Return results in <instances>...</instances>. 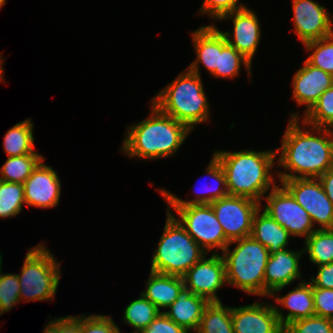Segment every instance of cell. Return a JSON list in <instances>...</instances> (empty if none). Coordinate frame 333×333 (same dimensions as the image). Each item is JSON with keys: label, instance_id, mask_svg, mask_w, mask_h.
I'll return each instance as SVG.
<instances>
[{"label": "cell", "instance_id": "1", "mask_svg": "<svg viewBox=\"0 0 333 333\" xmlns=\"http://www.w3.org/2000/svg\"><path fill=\"white\" fill-rule=\"evenodd\" d=\"M299 118V113L290 114L280 141L281 148L275 149L276 154L280 152L276 166L285 169L284 172L277 171L278 182L294 178H319L333 167V129L309 126L303 120L300 125Z\"/></svg>", "mask_w": 333, "mask_h": 333}, {"label": "cell", "instance_id": "2", "mask_svg": "<svg viewBox=\"0 0 333 333\" xmlns=\"http://www.w3.org/2000/svg\"><path fill=\"white\" fill-rule=\"evenodd\" d=\"M150 116L130 124L120 148L128 158L156 160L175 156L192 131L173 117L161 112L153 103Z\"/></svg>", "mask_w": 333, "mask_h": 333}, {"label": "cell", "instance_id": "3", "mask_svg": "<svg viewBox=\"0 0 333 333\" xmlns=\"http://www.w3.org/2000/svg\"><path fill=\"white\" fill-rule=\"evenodd\" d=\"M213 156L224 170L229 195L250 198L261 204L265 194L277 185L272 174L276 150H215Z\"/></svg>", "mask_w": 333, "mask_h": 333}, {"label": "cell", "instance_id": "4", "mask_svg": "<svg viewBox=\"0 0 333 333\" xmlns=\"http://www.w3.org/2000/svg\"><path fill=\"white\" fill-rule=\"evenodd\" d=\"M184 70L158 91L150 103L193 131L196 125L210 121V105L201 75L188 68Z\"/></svg>", "mask_w": 333, "mask_h": 333}, {"label": "cell", "instance_id": "5", "mask_svg": "<svg viewBox=\"0 0 333 333\" xmlns=\"http://www.w3.org/2000/svg\"><path fill=\"white\" fill-rule=\"evenodd\" d=\"M163 234L152 255L150 271L182 277L207 252L199 246L176 219L171 208H166Z\"/></svg>", "mask_w": 333, "mask_h": 333}, {"label": "cell", "instance_id": "6", "mask_svg": "<svg viewBox=\"0 0 333 333\" xmlns=\"http://www.w3.org/2000/svg\"><path fill=\"white\" fill-rule=\"evenodd\" d=\"M237 244L232 250L230 246ZM227 286L264 297V274L269 250L252 236L231 241L223 250Z\"/></svg>", "mask_w": 333, "mask_h": 333}, {"label": "cell", "instance_id": "7", "mask_svg": "<svg viewBox=\"0 0 333 333\" xmlns=\"http://www.w3.org/2000/svg\"><path fill=\"white\" fill-rule=\"evenodd\" d=\"M39 243L28 249L18 275L20 301H53L61 277V262L47 245Z\"/></svg>", "mask_w": 333, "mask_h": 333}, {"label": "cell", "instance_id": "8", "mask_svg": "<svg viewBox=\"0 0 333 333\" xmlns=\"http://www.w3.org/2000/svg\"><path fill=\"white\" fill-rule=\"evenodd\" d=\"M170 207L179 216L176 218L179 223L207 254L209 251L217 254L218 249L223 252L230 243L210 204L167 206Z\"/></svg>", "mask_w": 333, "mask_h": 333}, {"label": "cell", "instance_id": "9", "mask_svg": "<svg viewBox=\"0 0 333 333\" xmlns=\"http://www.w3.org/2000/svg\"><path fill=\"white\" fill-rule=\"evenodd\" d=\"M277 184L265 195L266 205L263 206L271 218L285 228L292 237H304L313 233L314 228L308 212L297 203L292 194L281 184Z\"/></svg>", "mask_w": 333, "mask_h": 333}, {"label": "cell", "instance_id": "10", "mask_svg": "<svg viewBox=\"0 0 333 333\" xmlns=\"http://www.w3.org/2000/svg\"><path fill=\"white\" fill-rule=\"evenodd\" d=\"M210 205L230 242L251 236L254 215L261 207L259 202L246 197L227 195Z\"/></svg>", "mask_w": 333, "mask_h": 333}, {"label": "cell", "instance_id": "11", "mask_svg": "<svg viewBox=\"0 0 333 333\" xmlns=\"http://www.w3.org/2000/svg\"><path fill=\"white\" fill-rule=\"evenodd\" d=\"M281 184L310 215L317 229H333V203L318 178H294Z\"/></svg>", "mask_w": 333, "mask_h": 333}, {"label": "cell", "instance_id": "12", "mask_svg": "<svg viewBox=\"0 0 333 333\" xmlns=\"http://www.w3.org/2000/svg\"><path fill=\"white\" fill-rule=\"evenodd\" d=\"M206 256L182 276L184 287L209 302H221L217 292L224 285L227 286L225 262L220 253H212L209 258Z\"/></svg>", "mask_w": 333, "mask_h": 333}, {"label": "cell", "instance_id": "13", "mask_svg": "<svg viewBox=\"0 0 333 333\" xmlns=\"http://www.w3.org/2000/svg\"><path fill=\"white\" fill-rule=\"evenodd\" d=\"M294 33L302 44L333 34V18L319 2L292 0Z\"/></svg>", "mask_w": 333, "mask_h": 333}, {"label": "cell", "instance_id": "14", "mask_svg": "<svg viewBox=\"0 0 333 333\" xmlns=\"http://www.w3.org/2000/svg\"><path fill=\"white\" fill-rule=\"evenodd\" d=\"M233 21V30L221 31L229 45L233 46L251 63L261 39V25L258 16L248 7L224 15L219 21Z\"/></svg>", "mask_w": 333, "mask_h": 333}, {"label": "cell", "instance_id": "15", "mask_svg": "<svg viewBox=\"0 0 333 333\" xmlns=\"http://www.w3.org/2000/svg\"><path fill=\"white\" fill-rule=\"evenodd\" d=\"M43 159L23 183L25 204L38 208H54L59 205L61 182L53 167Z\"/></svg>", "mask_w": 333, "mask_h": 333}, {"label": "cell", "instance_id": "16", "mask_svg": "<svg viewBox=\"0 0 333 333\" xmlns=\"http://www.w3.org/2000/svg\"><path fill=\"white\" fill-rule=\"evenodd\" d=\"M234 333H284L273 304L254 302L231 307Z\"/></svg>", "mask_w": 333, "mask_h": 333}, {"label": "cell", "instance_id": "17", "mask_svg": "<svg viewBox=\"0 0 333 333\" xmlns=\"http://www.w3.org/2000/svg\"><path fill=\"white\" fill-rule=\"evenodd\" d=\"M301 250L293 251L289 248L270 254L264 274V296L276 295L296 279L301 282L300 259Z\"/></svg>", "mask_w": 333, "mask_h": 333}, {"label": "cell", "instance_id": "18", "mask_svg": "<svg viewBox=\"0 0 333 333\" xmlns=\"http://www.w3.org/2000/svg\"><path fill=\"white\" fill-rule=\"evenodd\" d=\"M291 86L293 100L300 106L305 105L306 114L319 97L333 86V76L305 60L303 66L295 72Z\"/></svg>", "mask_w": 333, "mask_h": 333}, {"label": "cell", "instance_id": "19", "mask_svg": "<svg viewBox=\"0 0 333 333\" xmlns=\"http://www.w3.org/2000/svg\"><path fill=\"white\" fill-rule=\"evenodd\" d=\"M269 297L275 299L273 306L283 328L295 320L315 315L312 284L304 279L296 285V288H293L286 295L281 297L270 295ZM277 304L279 306L281 305V308L287 309L288 313L285 315V313L281 311L282 309L280 307L278 308Z\"/></svg>", "mask_w": 333, "mask_h": 333}, {"label": "cell", "instance_id": "20", "mask_svg": "<svg viewBox=\"0 0 333 333\" xmlns=\"http://www.w3.org/2000/svg\"><path fill=\"white\" fill-rule=\"evenodd\" d=\"M205 173L212 178L213 184L199 186L196 191L195 198L191 200H183L181 197L175 196L169 190L157 188L167 202V205H192V204H211L214 201L229 195L226 185V176L220 162L212 155ZM207 183V182H206ZM201 187V188H200ZM198 192V193H197Z\"/></svg>", "mask_w": 333, "mask_h": 333}, {"label": "cell", "instance_id": "21", "mask_svg": "<svg viewBox=\"0 0 333 333\" xmlns=\"http://www.w3.org/2000/svg\"><path fill=\"white\" fill-rule=\"evenodd\" d=\"M209 303L206 298L195 295L191 290L183 287L176 300L167 308V311L163 310V312L187 332L195 333Z\"/></svg>", "mask_w": 333, "mask_h": 333}, {"label": "cell", "instance_id": "22", "mask_svg": "<svg viewBox=\"0 0 333 333\" xmlns=\"http://www.w3.org/2000/svg\"><path fill=\"white\" fill-rule=\"evenodd\" d=\"M192 44L196 53V59L188 69L200 75V63L212 74L218 67L219 60V28L213 25H202L192 31Z\"/></svg>", "mask_w": 333, "mask_h": 333}, {"label": "cell", "instance_id": "23", "mask_svg": "<svg viewBox=\"0 0 333 333\" xmlns=\"http://www.w3.org/2000/svg\"><path fill=\"white\" fill-rule=\"evenodd\" d=\"M261 208L262 204L254 215L251 236L266 247L270 254L288 248L289 232L266 212H261Z\"/></svg>", "mask_w": 333, "mask_h": 333}, {"label": "cell", "instance_id": "24", "mask_svg": "<svg viewBox=\"0 0 333 333\" xmlns=\"http://www.w3.org/2000/svg\"><path fill=\"white\" fill-rule=\"evenodd\" d=\"M183 287L184 281L180 276L150 271L142 294L163 312L162 309H167L176 300Z\"/></svg>", "mask_w": 333, "mask_h": 333}, {"label": "cell", "instance_id": "25", "mask_svg": "<svg viewBox=\"0 0 333 333\" xmlns=\"http://www.w3.org/2000/svg\"><path fill=\"white\" fill-rule=\"evenodd\" d=\"M241 66H244L248 72L250 81L252 79V63L246 59L241 53H239L233 46L229 45L225 36L219 29V60L218 67L211 74L217 78H235L239 76Z\"/></svg>", "mask_w": 333, "mask_h": 333}, {"label": "cell", "instance_id": "26", "mask_svg": "<svg viewBox=\"0 0 333 333\" xmlns=\"http://www.w3.org/2000/svg\"><path fill=\"white\" fill-rule=\"evenodd\" d=\"M34 124L31 118L18 122L3 135V149L7 157L39 154L34 150Z\"/></svg>", "mask_w": 333, "mask_h": 333}, {"label": "cell", "instance_id": "27", "mask_svg": "<svg viewBox=\"0 0 333 333\" xmlns=\"http://www.w3.org/2000/svg\"><path fill=\"white\" fill-rule=\"evenodd\" d=\"M195 333H234L231 306H224L222 301L210 302Z\"/></svg>", "mask_w": 333, "mask_h": 333}, {"label": "cell", "instance_id": "28", "mask_svg": "<svg viewBox=\"0 0 333 333\" xmlns=\"http://www.w3.org/2000/svg\"><path fill=\"white\" fill-rule=\"evenodd\" d=\"M303 253L315 266L333 262V229H316L304 241Z\"/></svg>", "mask_w": 333, "mask_h": 333}, {"label": "cell", "instance_id": "29", "mask_svg": "<svg viewBox=\"0 0 333 333\" xmlns=\"http://www.w3.org/2000/svg\"><path fill=\"white\" fill-rule=\"evenodd\" d=\"M123 312L122 320L134 329L130 333H141L161 313L142 293L138 299L132 300Z\"/></svg>", "mask_w": 333, "mask_h": 333}, {"label": "cell", "instance_id": "30", "mask_svg": "<svg viewBox=\"0 0 333 333\" xmlns=\"http://www.w3.org/2000/svg\"><path fill=\"white\" fill-rule=\"evenodd\" d=\"M43 159L41 154L7 157L0 168V180L23 184Z\"/></svg>", "mask_w": 333, "mask_h": 333}, {"label": "cell", "instance_id": "31", "mask_svg": "<svg viewBox=\"0 0 333 333\" xmlns=\"http://www.w3.org/2000/svg\"><path fill=\"white\" fill-rule=\"evenodd\" d=\"M25 204L24 185L0 180V218L7 219L22 213Z\"/></svg>", "mask_w": 333, "mask_h": 333}, {"label": "cell", "instance_id": "32", "mask_svg": "<svg viewBox=\"0 0 333 333\" xmlns=\"http://www.w3.org/2000/svg\"><path fill=\"white\" fill-rule=\"evenodd\" d=\"M301 119L309 126L333 129V86L319 97Z\"/></svg>", "mask_w": 333, "mask_h": 333}, {"label": "cell", "instance_id": "33", "mask_svg": "<svg viewBox=\"0 0 333 333\" xmlns=\"http://www.w3.org/2000/svg\"><path fill=\"white\" fill-rule=\"evenodd\" d=\"M310 55L305 60L333 76V34L303 44Z\"/></svg>", "mask_w": 333, "mask_h": 333}, {"label": "cell", "instance_id": "34", "mask_svg": "<svg viewBox=\"0 0 333 333\" xmlns=\"http://www.w3.org/2000/svg\"><path fill=\"white\" fill-rule=\"evenodd\" d=\"M20 284L17 274H3L0 270V316L9 312L20 301Z\"/></svg>", "mask_w": 333, "mask_h": 333}, {"label": "cell", "instance_id": "35", "mask_svg": "<svg viewBox=\"0 0 333 333\" xmlns=\"http://www.w3.org/2000/svg\"><path fill=\"white\" fill-rule=\"evenodd\" d=\"M284 333H333V320L312 315L286 325Z\"/></svg>", "mask_w": 333, "mask_h": 333}, {"label": "cell", "instance_id": "36", "mask_svg": "<svg viewBox=\"0 0 333 333\" xmlns=\"http://www.w3.org/2000/svg\"><path fill=\"white\" fill-rule=\"evenodd\" d=\"M80 333H122L111 316L80 315Z\"/></svg>", "mask_w": 333, "mask_h": 333}, {"label": "cell", "instance_id": "37", "mask_svg": "<svg viewBox=\"0 0 333 333\" xmlns=\"http://www.w3.org/2000/svg\"><path fill=\"white\" fill-rule=\"evenodd\" d=\"M245 7L240 0H203L197 15H208L213 21H219L224 15Z\"/></svg>", "mask_w": 333, "mask_h": 333}, {"label": "cell", "instance_id": "38", "mask_svg": "<svg viewBox=\"0 0 333 333\" xmlns=\"http://www.w3.org/2000/svg\"><path fill=\"white\" fill-rule=\"evenodd\" d=\"M315 315L333 320V289L312 285Z\"/></svg>", "mask_w": 333, "mask_h": 333}, {"label": "cell", "instance_id": "39", "mask_svg": "<svg viewBox=\"0 0 333 333\" xmlns=\"http://www.w3.org/2000/svg\"><path fill=\"white\" fill-rule=\"evenodd\" d=\"M48 322L43 333H80V315L56 317Z\"/></svg>", "mask_w": 333, "mask_h": 333}, {"label": "cell", "instance_id": "40", "mask_svg": "<svg viewBox=\"0 0 333 333\" xmlns=\"http://www.w3.org/2000/svg\"><path fill=\"white\" fill-rule=\"evenodd\" d=\"M141 333H189L161 312Z\"/></svg>", "mask_w": 333, "mask_h": 333}, {"label": "cell", "instance_id": "41", "mask_svg": "<svg viewBox=\"0 0 333 333\" xmlns=\"http://www.w3.org/2000/svg\"><path fill=\"white\" fill-rule=\"evenodd\" d=\"M317 267V274L309 279L311 284L317 288L333 289V262Z\"/></svg>", "mask_w": 333, "mask_h": 333}, {"label": "cell", "instance_id": "42", "mask_svg": "<svg viewBox=\"0 0 333 333\" xmlns=\"http://www.w3.org/2000/svg\"><path fill=\"white\" fill-rule=\"evenodd\" d=\"M318 179H319L327 197L333 203V167L328 169Z\"/></svg>", "mask_w": 333, "mask_h": 333}, {"label": "cell", "instance_id": "43", "mask_svg": "<svg viewBox=\"0 0 333 333\" xmlns=\"http://www.w3.org/2000/svg\"><path fill=\"white\" fill-rule=\"evenodd\" d=\"M5 58L2 57V54L0 53V83L4 81V69H3V60Z\"/></svg>", "mask_w": 333, "mask_h": 333}, {"label": "cell", "instance_id": "44", "mask_svg": "<svg viewBox=\"0 0 333 333\" xmlns=\"http://www.w3.org/2000/svg\"><path fill=\"white\" fill-rule=\"evenodd\" d=\"M7 0H0V10L2 9V7L5 5Z\"/></svg>", "mask_w": 333, "mask_h": 333}, {"label": "cell", "instance_id": "45", "mask_svg": "<svg viewBox=\"0 0 333 333\" xmlns=\"http://www.w3.org/2000/svg\"><path fill=\"white\" fill-rule=\"evenodd\" d=\"M2 255H1V252H0V270H2Z\"/></svg>", "mask_w": 333, "mask_h": 333}]
</instances>
